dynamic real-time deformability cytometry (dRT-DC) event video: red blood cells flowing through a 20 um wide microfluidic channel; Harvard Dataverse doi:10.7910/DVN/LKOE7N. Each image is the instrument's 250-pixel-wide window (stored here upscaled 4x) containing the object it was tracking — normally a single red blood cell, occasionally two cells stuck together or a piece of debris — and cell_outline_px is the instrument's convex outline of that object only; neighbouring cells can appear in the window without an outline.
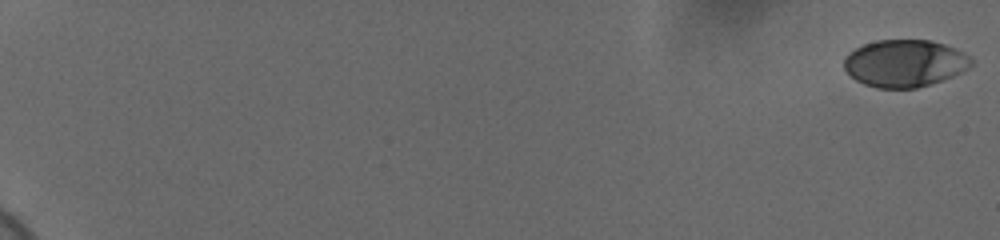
{"species": "human", "species_latin": "Homo sapiens", "temperature_condition": "cold", "stored_images_in_passage": 59, "camera_frame_rate_fps": 3000, "um_per_image_px": 0.085, "donor": {"sex": "female"}, "frame": {"image": 1, "passage_image": 1, "time_ms": 0.0, "image_size_px": [1000, 240], "cell_outline_px": [[972, 64], [968, 68], [952, 76], [916, 88], [876, 88], [864, 84], [856, 80], [844, 68], [844, 60], [848, 52], [864, 44], [876, 40], [932, 40], [956, 48], [964, 52], [972, 60]], "centroid_in_image_um": [76.89, 5.37], "position_along_channel_um": 8.1, "area_um2": 34.85}}
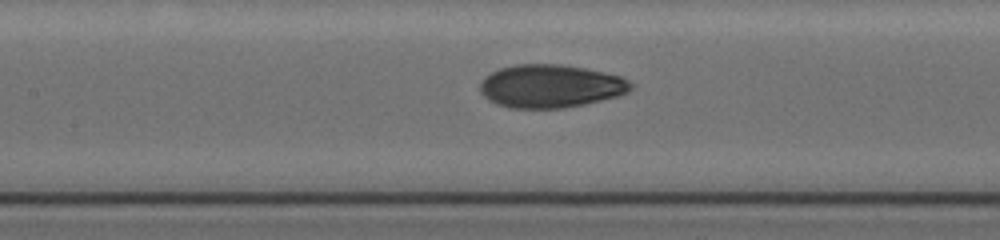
{"frame": {"image": 2, "passage_image": 32, "time_ms": 10.333, "image_size_px": [1000, 240], "cell_outline_px": [[632, 88], [628, 92], [620, 96], [584, 104], [564, 108], [508, 108], [496, 104], [488, 100], [480, 92], [480, 84], [484, 76], [500, 68], [516, 64], [560, 64], [584, 68], [604, 72], [620, 76], [628, 80], [632, 84]], "centroid_in_image_um": [46.78, 7.33], "position_along_channel_um": 160.6, "area_um2": 38.09}}
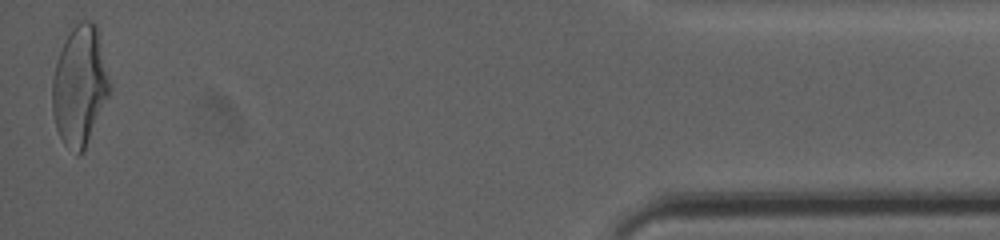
{"frame": {"image": 3, "passage_image": 59, "time_ms": 19.333, "image_size_px": [1000, 240], "cell_outline_px": [[112, 88], [84, 148], [76, 156], [64, 144], [56, 128], [52, 112], [52, 80], [56, 60], [68, 24], [72, 20], [92, 20], [96, 24], [100, 32]], "centroid_in_image_um": [6.77, 7.13], "position_along_channel_um": 428.4, "area_um2": 41.15}, "authors_computed_cell_mechanics": {"area_um2": 36.7608, "velocity_mm_per_s": 3.6898, "shape_relaxation_time_tau1_ms": 4.5234, "shape_relaxation_time_tau2_ms": 1.0353, "deformation_change_tau1": 0.1789, "deformation_change_tau2": 0.0558}}